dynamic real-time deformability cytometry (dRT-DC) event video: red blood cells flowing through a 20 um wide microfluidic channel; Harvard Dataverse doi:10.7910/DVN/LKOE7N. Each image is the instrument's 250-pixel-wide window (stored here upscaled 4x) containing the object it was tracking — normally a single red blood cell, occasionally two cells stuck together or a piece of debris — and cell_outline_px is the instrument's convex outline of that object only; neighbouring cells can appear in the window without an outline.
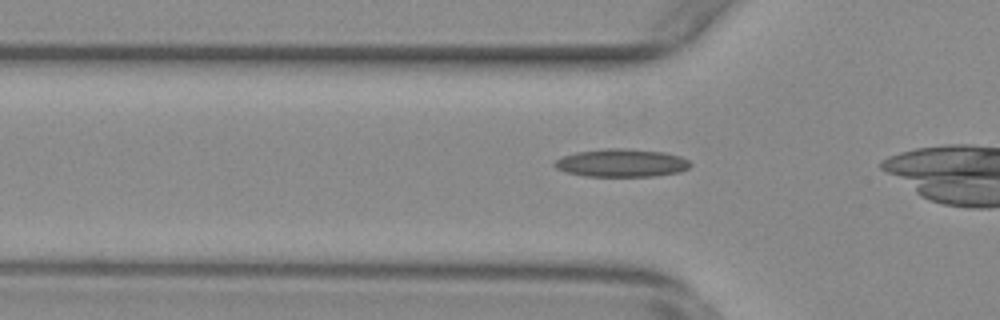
{"species": "common noctule bat (a hibernating species)", "species_latin": "Nyctalus noctula", "temperature_condition": "warm", "stored_images_in_passage": 28, "camera_frame_rate_fps": 3000, "um_per_image_px": 0.085, "animal": {"sex": "female", "body_mass_g": 29.2, "forearm_length_mm": 56.3}, "frame": {"image": 1, "passage_image": 12, "time_ms": 3.667, "image_size_px": [1000, 320], "cell_outline_px": [[692, 164], [688, 168], [680, 172], [656, 176], [584, 176], [564, 172], [556, 168], [552, 164], [556, 160], [564, 156], [576, 152], [604, 148], [628, 148], [664, 152], [680, 156], [688, 160]], "centroid_in_image_um": [52.83, 13.85], "position_along_channel_um": 73.0, "area_um2": 22.31}}
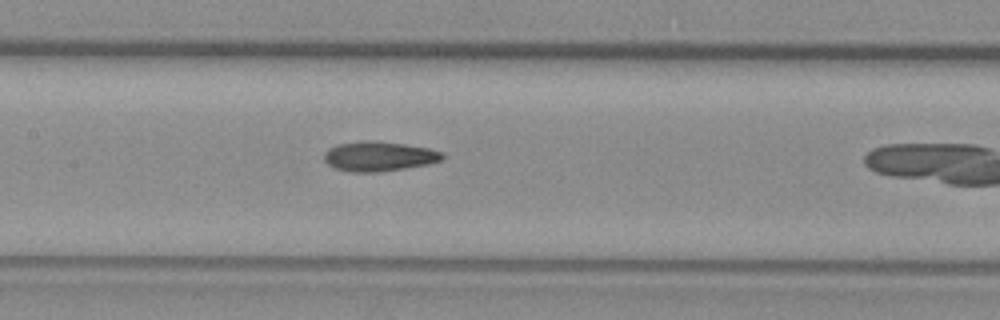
{"frame": {"image": 2, "passage_image": 20, "time_ms": 6.333, "image_size_px": [1000, 320], "cell_outline_px": [[444, 156], [440, 160], [428, 164], [380, 172], [352, 172], [336, 168], [328, 164], [324, 160], [324, 152], [328, 148], [336, 144], [364, 140], [372, 140], [404, 144], [428, 148], [440, 152]], "centroid_in_image_um": [32.15, 13.28], "position_along_channel_um": 175.2, "area_um2": 20.4}}
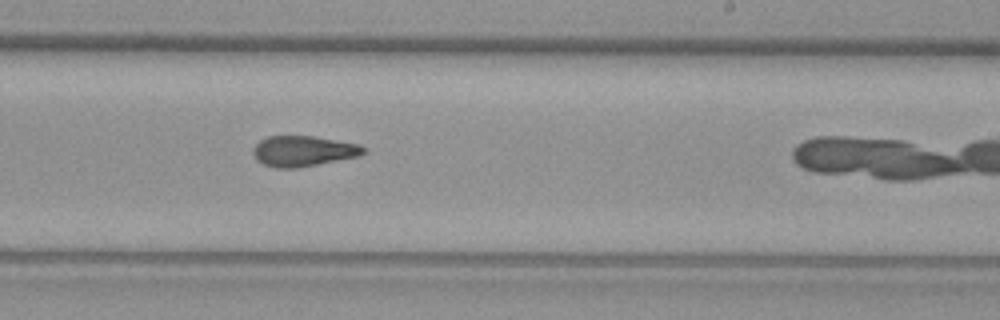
{"frame": {"image": 3, "passage_image": 27, "time_ms": 8.667, "image_size_px": [1000, 320], "cell_outline_px": [[364, 152], [360, 156], [296, 168], [276, 168], [264, 164], [256, 160], [252, 152], [252, 148], [260, 140], [268, 136], [312, 136], [360, 144], [364, 148]], "centroid_in_image_um": [25.74, 12.84], "position_along_channel_um": 263.3, "area_um2": 19.59}}